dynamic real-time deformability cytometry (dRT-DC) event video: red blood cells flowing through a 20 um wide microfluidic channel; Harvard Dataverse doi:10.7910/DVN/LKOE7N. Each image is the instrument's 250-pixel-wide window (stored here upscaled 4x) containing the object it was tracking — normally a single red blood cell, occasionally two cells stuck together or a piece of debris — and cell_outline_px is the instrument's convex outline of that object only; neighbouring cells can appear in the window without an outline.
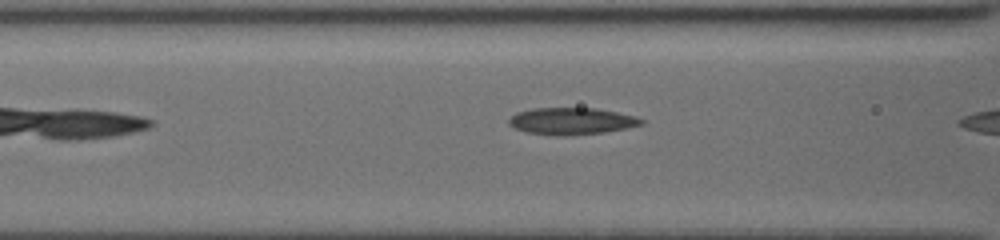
{"species": "common noctule bat (a hibernating species)", "species_latin": "Nyctalus noctula", "temperature_condition": "cold", "stored_images_in_passage": 6, "camera_frame_rate_fps": 3000, "um_per_image_px": 0.085, "animal": {"sex": "female", "body_mass_g": 19.5, "forearm_length_mm": 54.1}, "frame": {"image": 1, "passage_image": 5, "time_ms": 1.333, "image_size_px": [1000, 240], "cell_outline_px": [[644, 124], [628, 128], [604, 132], [528, 132], [516, 128], [508, 124], [508, 120], [516, 112], [532, 108], [596, 108], [636, 116], [644, 120]], "centroid_in_image_um": [48.64, 10.23], "position_along_channel_um": 118.0, "area_um2": 19.59}}